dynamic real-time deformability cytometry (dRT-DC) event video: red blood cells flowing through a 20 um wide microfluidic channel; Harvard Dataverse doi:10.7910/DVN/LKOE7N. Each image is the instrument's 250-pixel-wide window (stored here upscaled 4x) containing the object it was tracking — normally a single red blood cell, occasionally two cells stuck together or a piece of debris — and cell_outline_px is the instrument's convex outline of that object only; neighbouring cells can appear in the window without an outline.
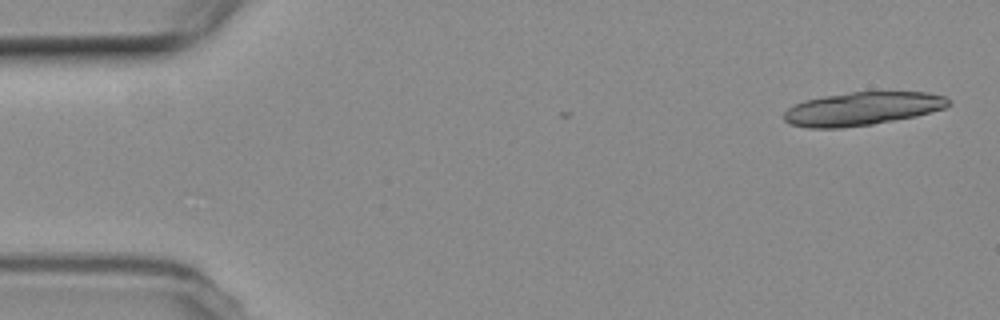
{"species": "common noctule bat (a hibernating species)", "species_latin": "Nyctalus noctula", "temperature_condition": "room temperature", "stored_images_in_passage": 3, "camera_frame_rate_fps": 3000, "um_per_image_px": 0.085, "animal": {"sex": "female", "body_mass_g": 19.3, "forearm_length_mm": 54.1}, "frame": {"image": 1, "passage_image": 1, "time_ms": 0.0, "image_size_px": [1000, 320], "cell_outline_px": [[948, 104], [944, 108], [916, 116], [872, 124], [840, 128], [808, 128], [792, 124], [784, 120], [784, 112], [788, 108], [804, 100], [824, 96], [848, 92], [928, 92], [944, 96], [948, 100]], "centroid_in_image_um": [73.26, 9.24], "position_along_channel_um": 11.7, "area_um2": 31.67}}